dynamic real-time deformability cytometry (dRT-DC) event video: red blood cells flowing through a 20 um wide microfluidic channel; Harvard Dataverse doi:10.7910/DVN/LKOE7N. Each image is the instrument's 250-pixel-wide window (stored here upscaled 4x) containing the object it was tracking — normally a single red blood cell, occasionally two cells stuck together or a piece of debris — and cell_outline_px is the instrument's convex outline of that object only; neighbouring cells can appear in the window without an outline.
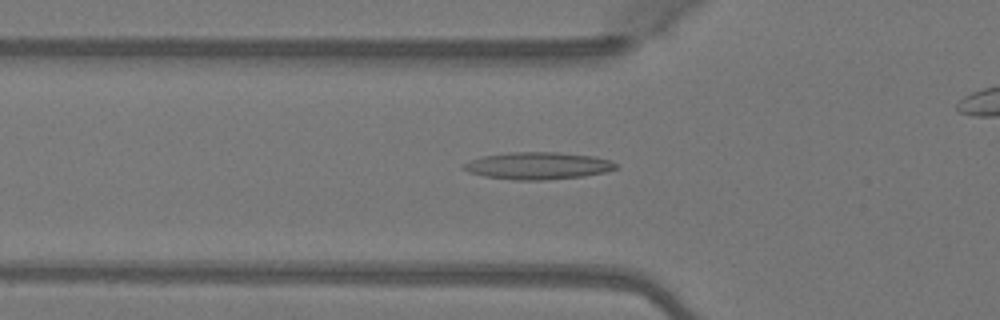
{"species": "Egyptian fruit bat (a non-hibernating species)", "species_latin": "Rousettus aegyptiacus", "temperature_condition": "warm", "stored_images_in_passage": 41, "camera_frame_rate_fps": 3000, "um_per_image_px": 0.085, "animal": {"sex": "female"}, "frame": {"image": 1, "passage_image": 17, "time_ms": 5.333, "image_size_px": [1000, 320], "cell_outline_px": [[620, 168], [604, 172], [584, 176], [548, 180], [516, 180], [484, 176], [468, 172], [460, 168], [464, 164], [472, 160], [484, 156], [508, 152], [560, 152], [592, 156], [612, 160]], "centroid_in_image_um": [45.75, 14.09], "position_along_channel_um": 80.0, "area_um2": 24.22}}
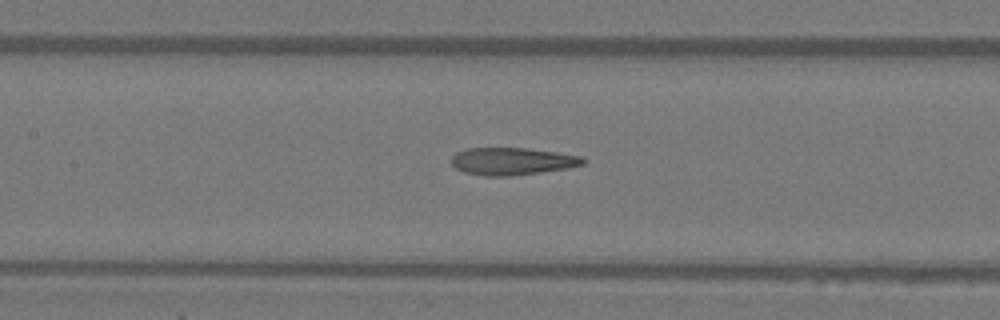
{"frame": {"image": 2, "passage_image": 23, "time_ms": 7.333, "image_size_px": [1000, 320], "cell_outline_px": [[588, 160], [584, 164], [568, 168], [540, 172], [508, 176], [484, 176], [464, 172], [456, 168], [452, 164], [452, 156], [456, 152], [468, 148], [524, 148], [556, 152], [584, 156]], "centroid_in_image_um": [43.57, 13.7], "position_along_channel_um": 163.8, "area_um2": 21.04}}
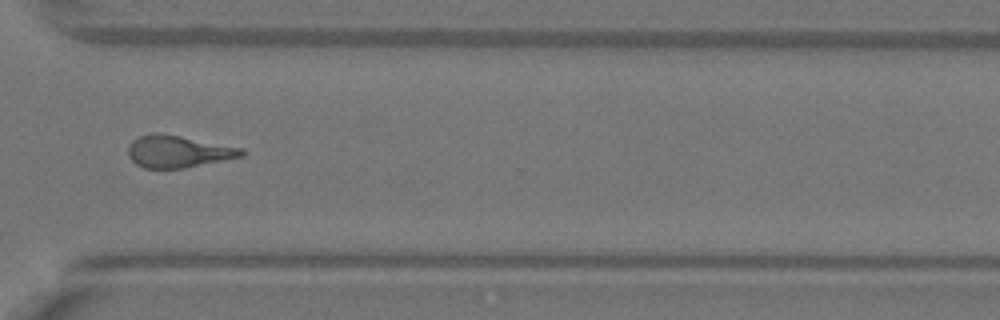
{"frame": {"image": 3, "passage_image": 37, "time_ms": 12.0, "image_size_px": [1000, 320], "cell_outline_px": [[244, 156], [184, 168], [144, 168], [136, 164], [128, 156], [128, 148], [132, 140], [140, 136], [152, 132], [160, 132], [244, 148]], "centroid_in_image_um": [15.13, 12.87], "position_along_channel_um": 355.5, "area_um2": 21.27}}